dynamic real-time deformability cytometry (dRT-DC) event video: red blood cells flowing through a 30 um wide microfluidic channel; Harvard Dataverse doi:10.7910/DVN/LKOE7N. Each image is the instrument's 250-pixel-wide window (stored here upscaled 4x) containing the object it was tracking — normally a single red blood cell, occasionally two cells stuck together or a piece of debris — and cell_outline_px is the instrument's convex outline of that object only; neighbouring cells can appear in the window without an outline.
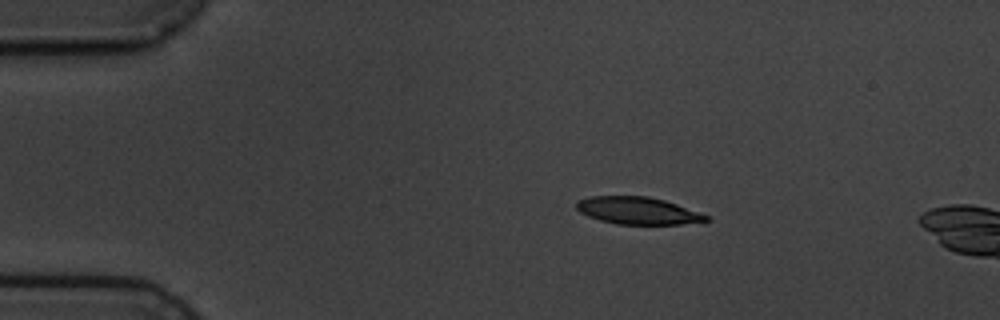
{"species": "common noctule bat (a hibernating species)", "species_latin": "Nyctalus noctula", "temperature_condition": "cold", "stored_images_in_passage": 4, "camera_frame_rate_fps": 3000, "um_per_image_px": 0.085, "animal": {"sex": "male", "body_mass_g": 19.5, "forearm_length_mm": 54.6}, "frame": {"image": 1, "passage_image": 2, "time_ms": 1.333, "image_size_px": [1000, 320], "cell_outline_px": [[712, 220], [680, 224], [616, 224], [600, 220], [588, 216], [580, 212], [576, 208], [576, 200], [588, 196], [648, 196], [664, 200], [676, 204], [708, 216]], "centroid_in_image_um": [54.16, 17.9], "position_along_channel_um": 30.8, "area_um2": 20.52}}